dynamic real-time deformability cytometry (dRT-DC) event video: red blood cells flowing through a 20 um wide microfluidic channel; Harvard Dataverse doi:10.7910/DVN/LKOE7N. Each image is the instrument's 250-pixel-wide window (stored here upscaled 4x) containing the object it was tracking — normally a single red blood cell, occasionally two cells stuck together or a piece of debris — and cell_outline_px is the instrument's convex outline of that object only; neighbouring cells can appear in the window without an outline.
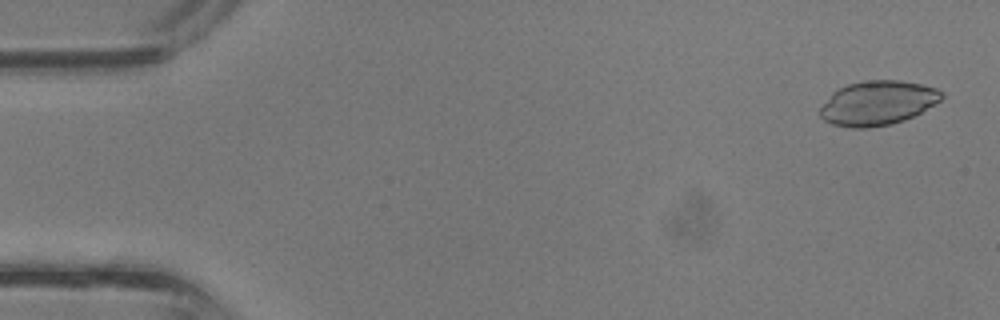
{"species": "common noctule bat (a hibernating species)", "species_latin": "Nyctalus noctula", "temperature_condition": "room temperature", "stored_images_in_passage": 13, "camera_frame_rate_fps": 3000, "um_per_image_px": 0.085, "animal": {"sex": "male", "body_mass_g": 13.3}, "frame": {"image": 1, "passage_image": 1, "time_ms": 0.0, "image_size_px": [1000, 320], "cell_outline_px": [[944, 96], [940, 100], [920, 112], [904, 120], [892, 124], [868, 128], [852, 128], [832, 124], [824, 120], [820, 116], [820, 108], [832, 92], [848, 84], [864, 80], [900, 80], [920, 84], [936, 88], [944, 92]], "centroid_in_image_um": [74.59, 8.75], "position_along_channel_um": 10.4, "area_um2": 31.33}}
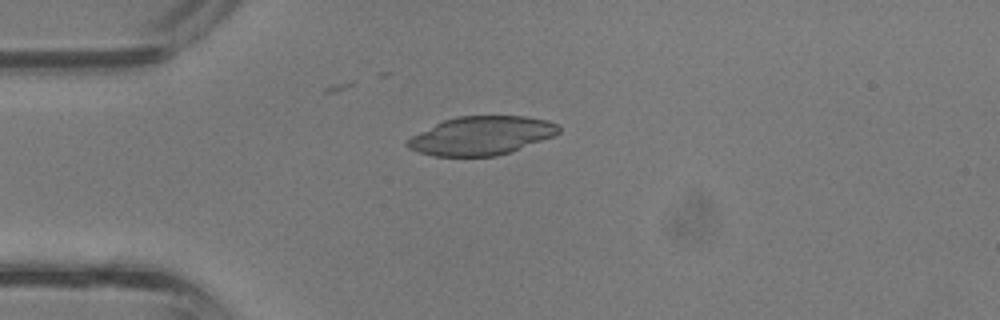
{"frame": {"image": 2, "passage_image": 9, "time_ms": 2.667, "image_size_px": [1000, 320], "cell_outline_px": [[560, 132], [556, 136], [512, 152], [496, 156], [432, 156], [408, 148], [404, 144], [412, 136], [444, 120], [456, 116], [524, 116], [548, 120], [556, 124], [560, 128]], "centroid_in_image_um": [40.97, 11.54], "position_along_channel_um": 44.0, "area_um2": 34.1}}